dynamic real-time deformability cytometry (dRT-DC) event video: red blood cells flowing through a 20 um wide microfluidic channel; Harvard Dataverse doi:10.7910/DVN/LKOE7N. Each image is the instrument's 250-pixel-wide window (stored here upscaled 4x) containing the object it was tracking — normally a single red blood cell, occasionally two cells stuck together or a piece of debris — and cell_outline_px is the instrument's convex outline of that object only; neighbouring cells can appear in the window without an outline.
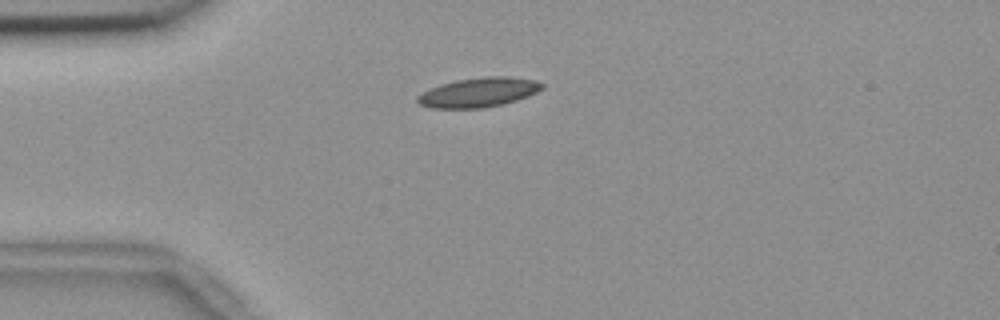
{"species": "common noctule bat (a hibernating species)", "species_latin": "Nyctalus noctula", "temperature_condition": "room temperature", "stored_images_in_passage": 1, "camera_frame_rate_fps": 3000, "um_per_image_px": 0.085, "animal": {"sex": "female", "body_mass_g": 18.4}, "frame": {"image": 1, "passage_image": 1, "time_ms": 0.0, "image_size_px": [1000, 320], "cell_outline_px": [[536, 88], [520, 96], [488, 104], [432, 104], [480, 80], [508, 80], [536, 84]], "centroid_in_image_um": [41.5, 7.85], "position_along_channel_um": 43.5, "area_um2": 11.16}}